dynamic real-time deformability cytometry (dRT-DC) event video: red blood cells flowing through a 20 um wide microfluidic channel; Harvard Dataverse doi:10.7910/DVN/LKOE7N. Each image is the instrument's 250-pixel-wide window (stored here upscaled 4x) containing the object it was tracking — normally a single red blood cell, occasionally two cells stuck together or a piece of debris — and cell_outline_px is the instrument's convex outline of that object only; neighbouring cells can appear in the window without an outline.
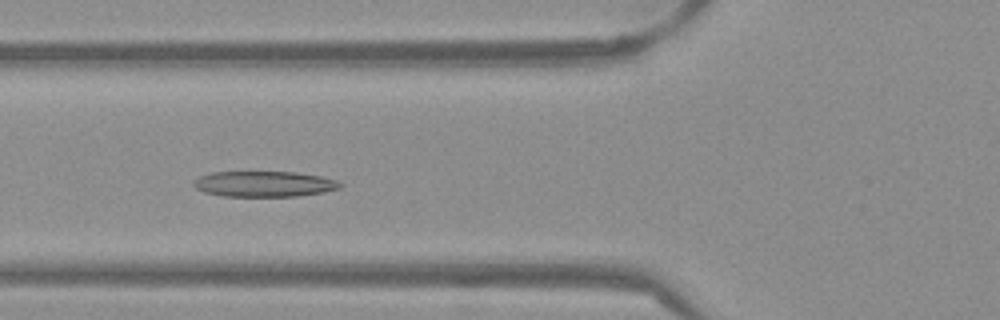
{"species": "Egyptian fruit bat (a non-hibernating species)", "species_latin": "Rousettus aegyptiacus", "temperature_condition": "warm", "stored_images_in_passage": 37, "camera_frame_rate_fps": 3000, "um_per_image_px": 0.085, "frame": {"image": 1, "passage_image": 4, "time_ms": 1.0, "image_size_px": [1000, 320], "cell_outline_px": [[344, 184], [340, 188], [324, 192], [296, 196], [224, 196], [204, 192], [196, 188], [192, 184], [192, 180], [200, 176], [212, 172], [296, 172], [320, 176], [336, 180]], "centroid_in_image_um": [22.44, 15.63], "position_along_channel_um": 103.4, "area_um2": 21.91}}
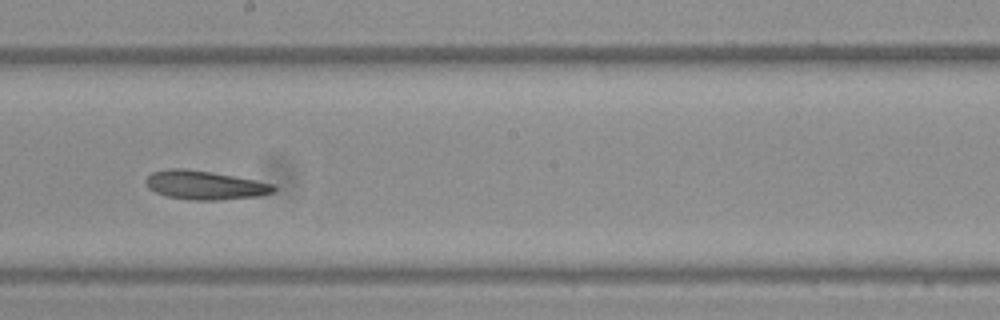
{"frame": {"image": 2, "passage_image": 14, "time_ms": 4.333, "image_size_px": [1000, 320], "cell_outline_px": [[276, 188], [272, 192], [260, 196], [220, 200], [192, 200], [164, 196], [148, 188], [144, 180], [152, 172], [168, 168], [184, 168], [212, 172], [256, 180], [276, 184]], "centroid_in_image_um": [17.4, 15.73], "position_along_channel_um": 230.8, "area_um2": 21.68}}
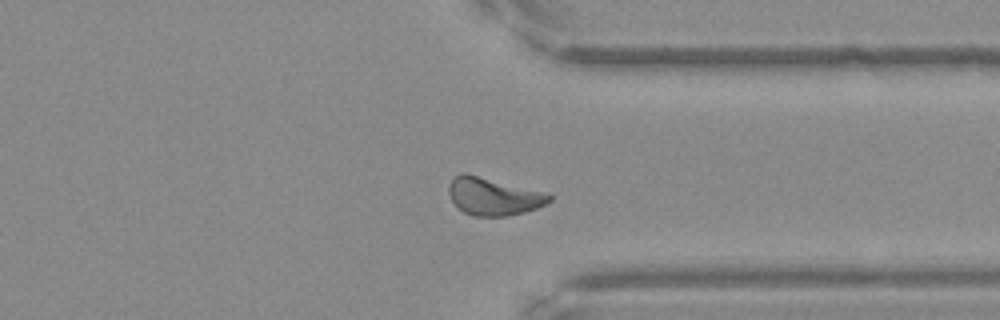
{"frame": {"image": 3, "passage_image": 25, "time_ms": 8.0, "image_size_px": [1000, 320], "cell_outline_px": [[552, 200], [536, 208], [524, 212], [504, 216], [472, 216], [464, 212], [452, 200], [448, 192], [448, 188], [452, 180], [460, 172], [464, 172], [548, 192], [552, 196]], "centroid_in_image_um": [41.97, 16.68], "position_along_channel_um": 369.4, "area_um2": 22.02}, "authors_computed_cell_mechanics": {"area_um2": 21.7328, "velocity_mm_per_s": 3.8151, "shape_relaxation_time_tau1_ms": 7.6851, "shape_relaxation_time_tau2_ms": 4.9053, "deformation_change_tau1": 0.1558, "deformation_change_tau2": 0.1231}}